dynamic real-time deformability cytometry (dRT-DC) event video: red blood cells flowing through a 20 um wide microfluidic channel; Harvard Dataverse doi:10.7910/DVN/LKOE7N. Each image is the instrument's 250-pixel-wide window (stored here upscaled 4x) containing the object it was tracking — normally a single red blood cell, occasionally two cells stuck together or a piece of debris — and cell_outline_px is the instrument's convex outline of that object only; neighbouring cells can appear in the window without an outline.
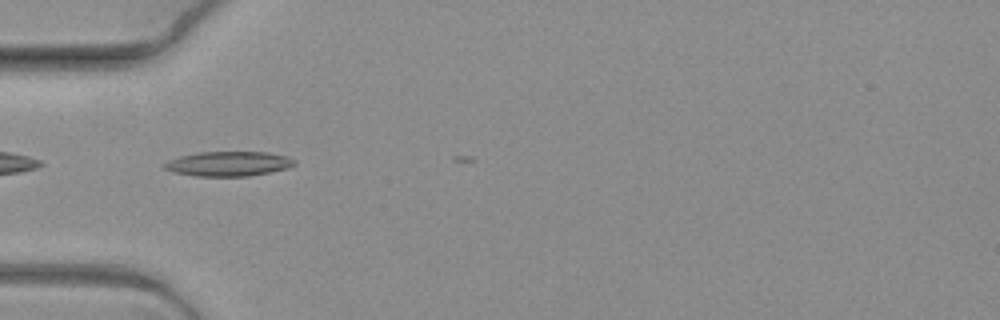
{"species": "common noctule bat (a hibernating species)", "species_latin": "Nyctalus noctula", "temperature_condition": "warm", "stored_images_in_passage": 4, "camera_frame_rate_fps": 3000, "um_per_image_px": 0.085, "animal": {"sex": "female", "body_mass_g": 19.3, "forearm_length_mm": 54.1}, "frame": {"image": 1, "passage_image": 1, "time_ms": 0.0, "image_size_px": [1000, 320], "cell_outline_px": [[296, 164], [288, 168], [248, 176], [196, 176], [172, 172], [164, 168], [160, 164], [168, 160], [180, 156], [200, 152], [268, 152], [284, 156], [296, 160]], "centroid_in_image_um": [19.37, 13.92], "position_along_channel_um": 65.6, "area_um2": 18.73}}
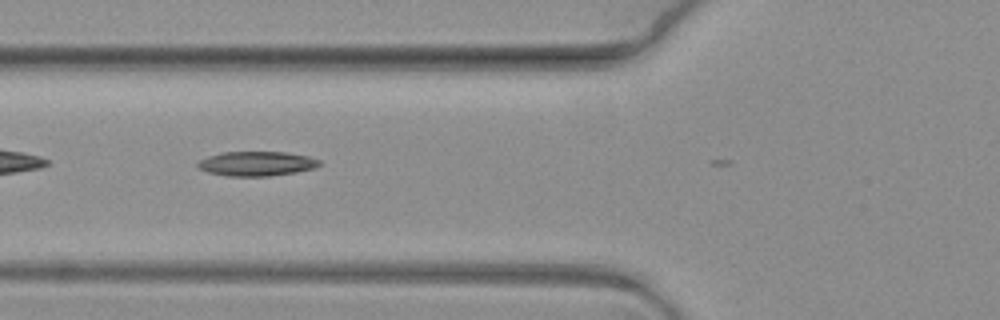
{"frame": {"image": 2, "passage_image": 2, "time_ms": 0.333, "image_size_px": [1000, 320], "cell_outline_px": [[320, 164], [316, 168], [296, 172], [268, 176], [228, 176], [208, 172], [196, 168], [196, 164], [200, 160], [208, 156], [224, 152], [284, 152], [308, 156], [320, 160]], "centroid_in_image_um": [21.8, 13.91], "position_along_channel_um": 104.0, "area_um2": 17.4}}
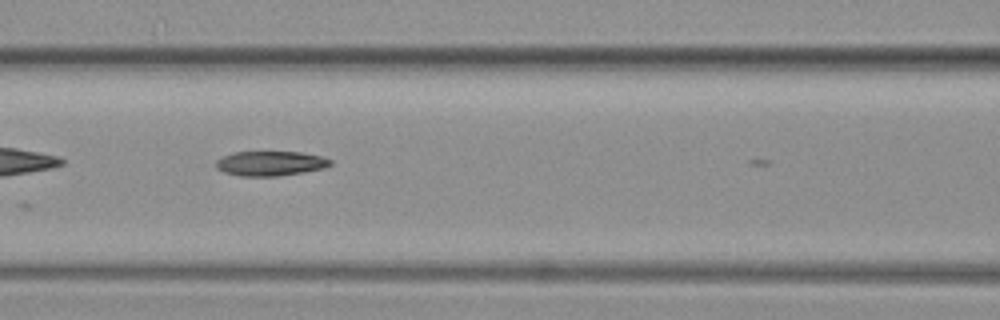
{"frame": {"image": 3, "passage_image": 3, "time_ms": 0.667, "image_size_px": [1000, 320], "cell_outline_px": [[332, 164], [324, 168], [276, 176], [240, 176], [224, 172], [216, 168], [216, 160], [224, 156], [236, 152], [300, 152], [320, 156], [332, 160]], "centroid_in_image_um": [22.97, 13.89], "position_along_channel_um": 143.6, "area_um2": 16.24}}